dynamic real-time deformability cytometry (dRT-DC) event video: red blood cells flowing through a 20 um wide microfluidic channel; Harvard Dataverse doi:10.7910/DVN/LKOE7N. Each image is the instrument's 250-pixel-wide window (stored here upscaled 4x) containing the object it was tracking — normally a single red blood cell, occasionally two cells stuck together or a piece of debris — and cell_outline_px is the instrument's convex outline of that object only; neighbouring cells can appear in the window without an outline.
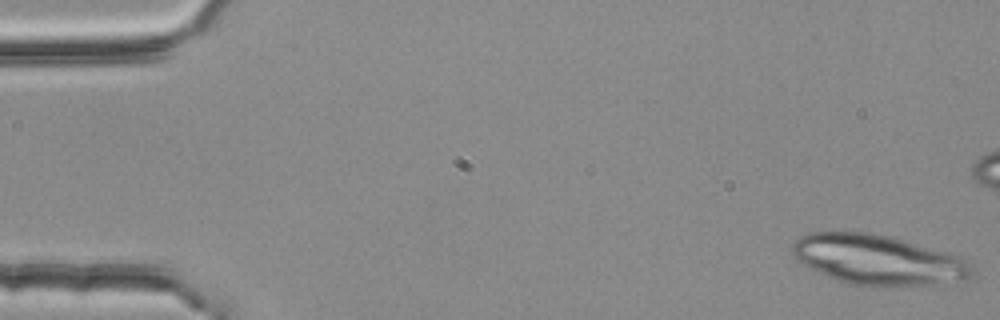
{"species": "common noctule bat (a hibernating species)", "species_latin": "Nyctalus noctula", "temperature_condition": "room temperature", "stored_images_in_passage": 5, "camera_frame_rate_fps": 3000, "um_per_image_px": 0.085, "animal": {"sex": "female", "body_mass_g": 25.1}, "frame": {"image": 1, "passage_image": 5, "time_ms": 1.333, "image_size_px": [1000, 320], "cell_outline_px": [[972, 276], [968, 280], [900, 288], [884, 288], [848, 284], [836, 280], [796, 260], [792, 256], [792, 244], [800, 236], [808, 232], [868, 232], [892, 236], [960, 256], [972, 260]], "centroid_in_image_um": [74.69, 22.11], "position_along_channel_um": 10.3, "area_um2": 53.41}}